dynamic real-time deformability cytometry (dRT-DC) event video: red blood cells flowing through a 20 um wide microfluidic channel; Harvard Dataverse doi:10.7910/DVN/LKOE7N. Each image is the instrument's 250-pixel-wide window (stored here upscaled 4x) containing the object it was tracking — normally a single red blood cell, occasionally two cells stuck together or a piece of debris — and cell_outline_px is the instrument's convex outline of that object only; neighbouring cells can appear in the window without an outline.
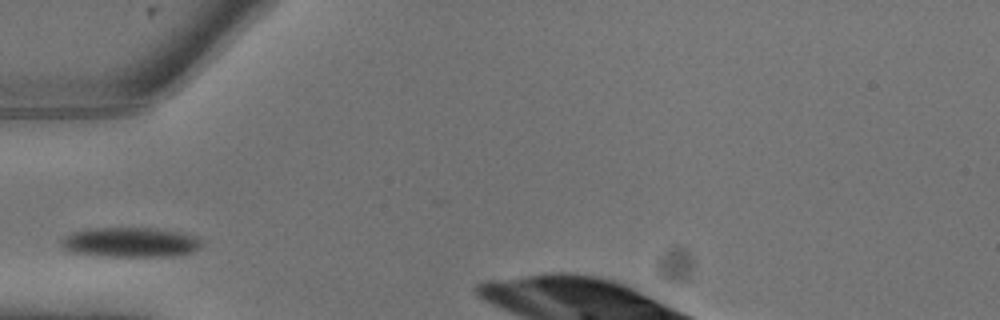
{"species": "common noctule bat (a hibernating species)", "species_latin": "Nyctalus noctula", "temperature_condition": "warm", "stored_images_in_passage": 12, "camera_frame_rate_fps": 3000, "um_per_image_px": 0.085, "animal": {"sex": "male", "body_mass_g": 13.3}, "frame": {"image": 1, "passage_image": 1, "time_ms": 0.0, "image_size_px": [1000, 320], "cell_outline_px": [[204, 244], [200, 248], [192, 252], [172, 256], [108, 256], [76, 252], [64, 248], [60, 244], [60, 240], [64, 236], [72, 232], [92, 228], [156, 228], [196, 236]], "centroid_in_image_um": [11.11, 20.59], "position_along_channel_um": 73.9, "area_um2": 24.16}}
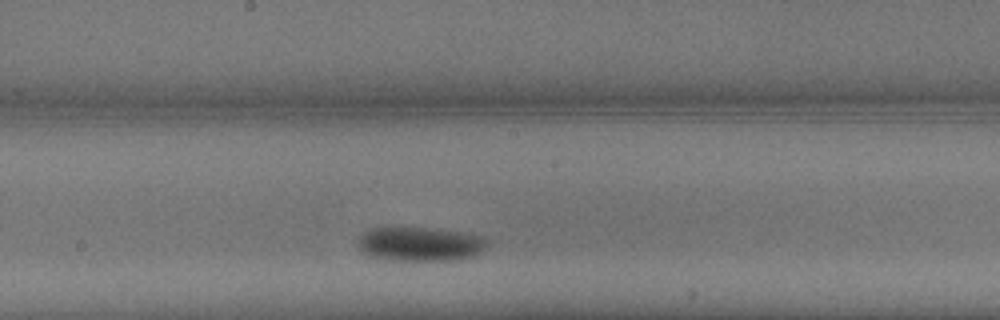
{"frame": {"image": 2, "passage_image": 6, "time_ms": 1.667, "image_size_px": [1000, 320], "cell_outline_px": [[492, 244], [476, 256], [460, 260], [388, 260], [368, 256], [356, 244], [360, 236], [364, 232], [372, 228], [436, 228], [464, 232], [484, 236]], "centroid_in_image_um": [35.8, 20.75], "position_along_channel_um": 212.4, "area_um2": 26.3}}
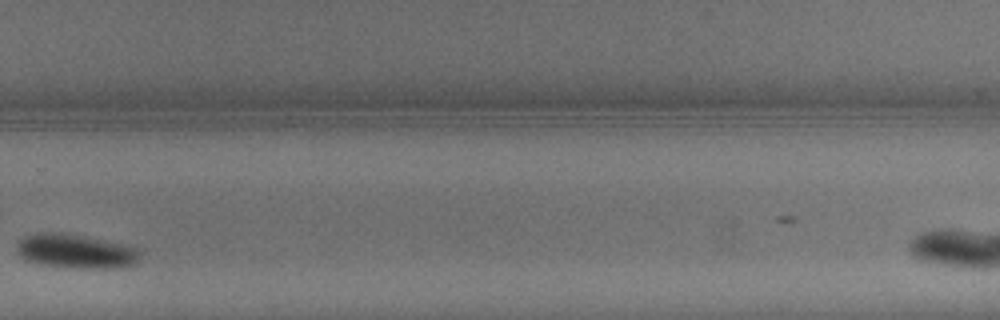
{"frame": {"image": 3, "passage_image": 10, "time_ms": 3.0, "image_size_px": [1000, 320], "cell_outline_px": [[144, 248], [140, 260], [132, 264], [120, 268], [76, 268], [40, 264], [24, 260], [16, 252], [16, 244], [20, 240], [28, 236], [44, 232], [76, 236], [128, 244]], "centroid_in_image_um": [6.53, 21.39], "position_along_channel_um": 323.3, "area_um2": 24.51}}